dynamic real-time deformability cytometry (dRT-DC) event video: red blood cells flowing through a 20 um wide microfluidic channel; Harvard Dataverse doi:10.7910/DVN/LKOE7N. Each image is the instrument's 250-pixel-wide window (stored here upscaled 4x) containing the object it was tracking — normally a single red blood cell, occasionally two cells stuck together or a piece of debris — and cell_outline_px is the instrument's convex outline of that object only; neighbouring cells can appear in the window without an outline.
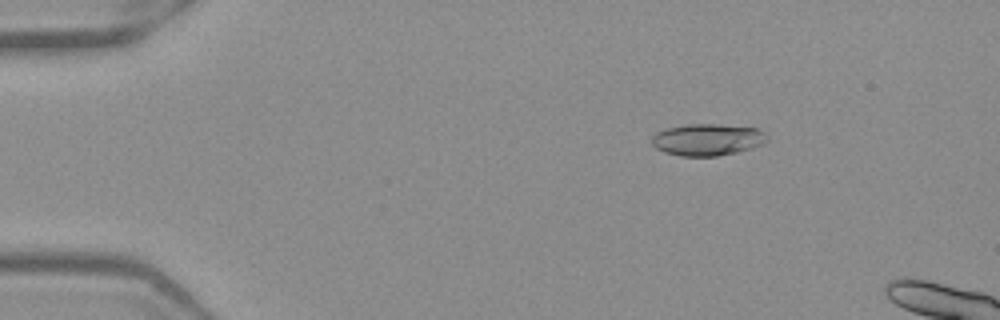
{"species": "Egyptian fruit bat (a non-hibernating species)", "species_latin": "Rousettus aegyptiacus", "temperature_condition": "warm", "stored_images_in_passage": 15, "camera_frame_rate_fps": 3000, "um_per_image_px": 0.085, "frame": {"image": 1, "passage_image": 9, "time_ms": 2.667, "image_size_px": [1000, 320], "cell_outline_px": [[768, 140], [764, 144], [752, 148], [736, 152], [716, 156], [680, 156], [664, 152], [656, 148], [652, 144], [652, 136], [656, 132], [668, 128], [684, 124], [720, 124], [756, 128], [764, 132], [768, 136]], "centroid_in_image_um": [60.14, 11.87], "position_along_channel_um": 24.9, "area_um2": 21.5}}